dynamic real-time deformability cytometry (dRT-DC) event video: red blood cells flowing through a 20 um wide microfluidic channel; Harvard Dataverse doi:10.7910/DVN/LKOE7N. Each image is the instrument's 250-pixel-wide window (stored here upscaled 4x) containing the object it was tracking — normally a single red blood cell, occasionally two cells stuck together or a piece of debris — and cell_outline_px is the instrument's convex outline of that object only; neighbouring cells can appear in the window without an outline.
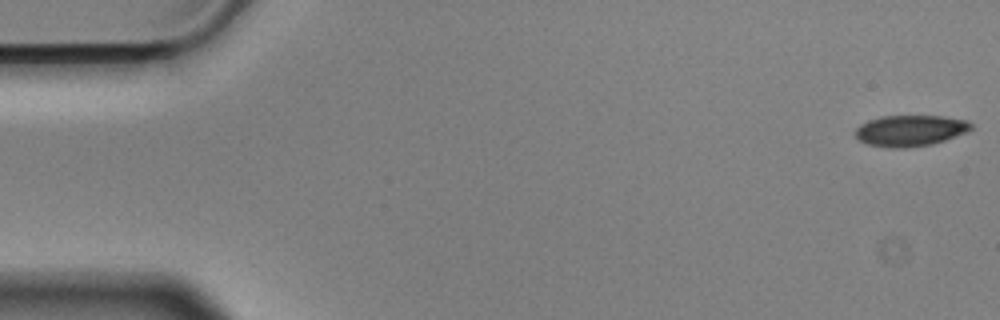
{"species": "Egyptian fruit bat (a non-hibernating species)", "species_latin": "Rousettus aegyptiacus", "temperature_condition": "cold", "stored_images_in_passage": 3, "camera_frame_rate_fps": 3000, "um_per_image_px": 0.085, "animal": {"sex": "male"}, "frame": {"image": 1, "passage_image": 1, "time_ms": 0.0, "image_size_px": [1000, 320], "cell_outline_px": [[972, 128], [968, 132], [932, 144], [904, 148], [892, 148], [868, 144], [860, 140], [852, 132], [860, 124], [868, 120], [880, 116], [944, 116], [968, 120], [972, 124]], "centroid_in_image_um": [77.37, 11.09], "position_along_channel_um": 7.6, "area_um2": 21.1}}